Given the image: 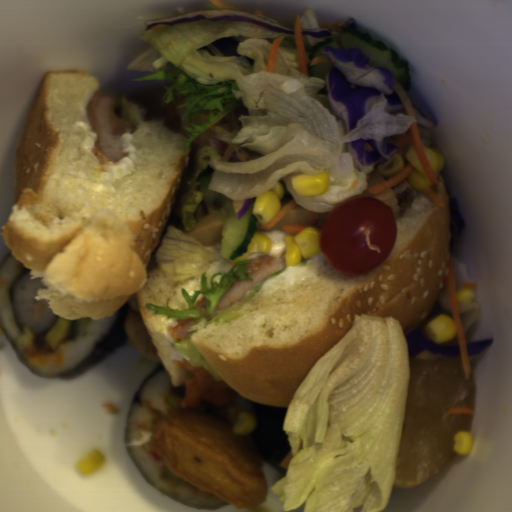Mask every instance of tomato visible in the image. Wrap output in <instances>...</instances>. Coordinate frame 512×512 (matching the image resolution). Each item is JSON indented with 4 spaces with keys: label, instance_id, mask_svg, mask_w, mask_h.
I'll use <instances>...</instances> for the list:
<instances>
[{
    "label": "tomato",
    "instance_id": "obj_1",
    "mask_svg": "<svg viewBox=\"0 0 512 512\" xmlns=\"http://www.w3.org/2000/svg\"><path fill=\"white\" fill-rule=\"evenodd\" d=\"M398 226L390 205L369 196L337 205L323 221L317 247L334 272L366 275L390 255Z\"/></svg>",
    "mask_w": 512,
    "mask_h": 512
}]
</instances>
